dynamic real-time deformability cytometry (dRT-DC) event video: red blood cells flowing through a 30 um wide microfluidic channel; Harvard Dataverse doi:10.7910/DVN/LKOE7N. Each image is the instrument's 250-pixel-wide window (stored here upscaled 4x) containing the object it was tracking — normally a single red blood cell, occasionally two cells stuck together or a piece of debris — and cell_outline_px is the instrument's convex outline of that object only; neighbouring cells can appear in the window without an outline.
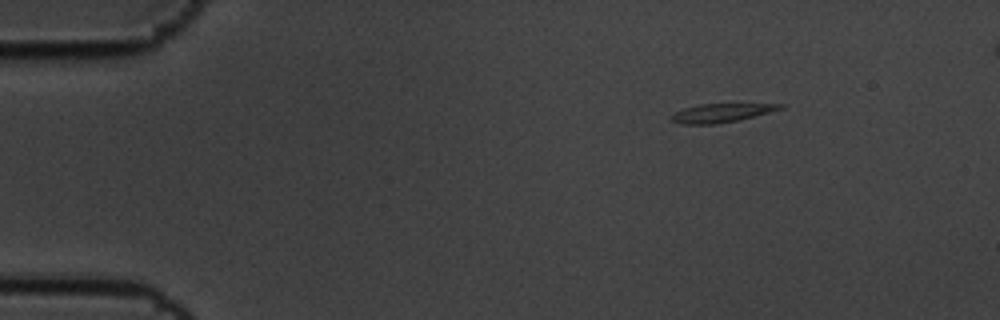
{"species": "common noctule bat (a hibernating species)", "species_latin": "Nyctalus noctula", "temperature_condition": "cold", "stored_images_in_passage": 8, "camera_frame_rate_fps": 3000, "um_per_image_px": 0.085, "animal": {"sex": "male", "body_mass_g": 19.5, "forearm_length_mm": 54.6}, "frame": {"image": 1, "passage_image": 1, "time_ms": 0.0, "image_size_px": [1000, 320], "cell_outline_px": [[784, 108], [736, 120], [716, 124], [680, 124], [672, 120], [672, 116], [676, 112], [684, 108], [700, 104], [784, 104]], "centroid_in_image_um": [61.28, 9.59], "position_along_channel_um": 23.7, "area_um2": 11.44}}
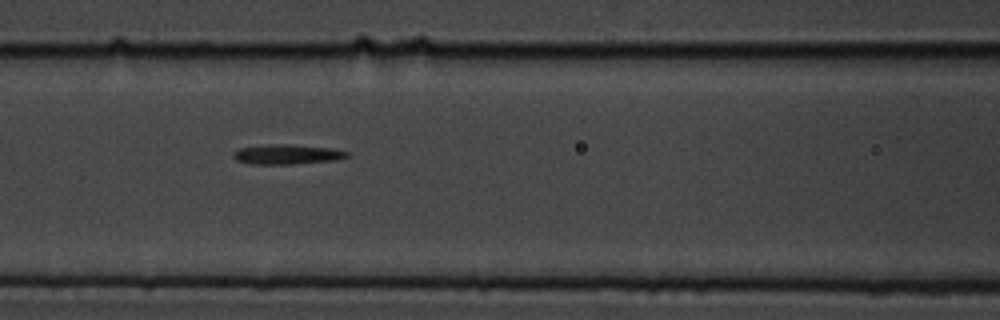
{"frame": {"image": 2, "passage_image": 6, "time_ms": 1.667, "image_size_px": [1000, 320], "cell_outline_px": [[352, 156], [340, 160], [292, 164], [248, 164], [236, 160], [232, 156], [232, 152], [240, 148], [284, 144], [288, 144], [328, 148], [348, 152]], "centroid_in_image_um": [24.44, 13.14], "position_along_channel_um": 142.2, "area_um2": 13.06}}
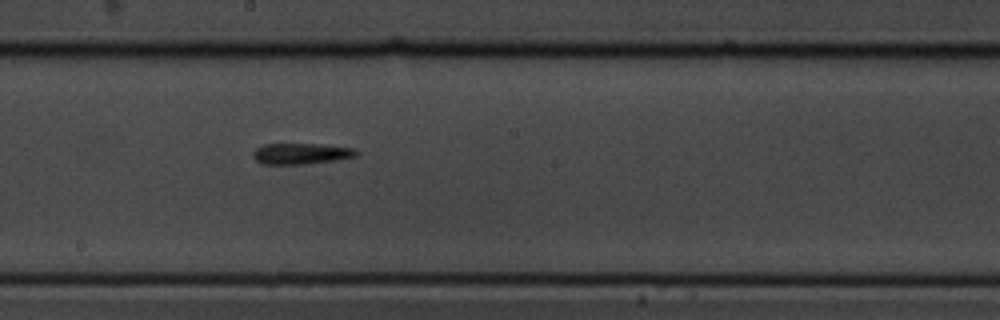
{"frame": {"image": 3, "passage_image": 8, "time_ms": 2.333, "image_size_px": [1000, 320], "cell_outline_px": [[360, 152], [356, 156], [332, 160], [304, 164], [260, 164], [252, 156], [252, 152], [256, 148], [264, 144], [320, 144], [352, 148]], "centroid_in_image_um": [25.53, 13.05], "position_along_channel_um": 222.7, "area_um2": 12.54}}